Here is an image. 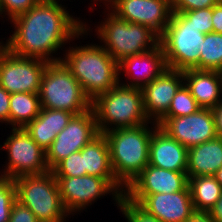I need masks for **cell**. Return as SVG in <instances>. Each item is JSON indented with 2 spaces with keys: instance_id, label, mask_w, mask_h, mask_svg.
<instances>
[{
  "instance_id": "obj_1",
  "label": "cell",
  "mask_w": 222,
  "mask_h": 222,
  "mask_svg": "<svg viewBox=\"0 0 222 222\" xmlns=\"http://www.w3.org/2000/svg\"><path fill=\"white\" fill-rule=\"evenodd\" d=\"M67 8L62 1L40 0L27 12L10 21L13 31H10L8 38H4L5 41L2 40V45L22 57L48 63L61 61L60 56L64 52L60 50L66 49L65 46L71 41L74 43L77 39H88V35L91 38L94 29L84 21L85 18H78L77 14L75 17Z\"/></svg>"
},
{
  "instance_id": "obj_2",
  "label": "cell",
  "mask_w": 222,
  "mask_h": 222,
  "mask_svg": "<svg viewBox=\"0 0 222 222\" xmlns=\"http://www.w3.org/2000/svg\"><path fill=\"white\" fill-rule=\"evenodd\" d=\"M66 46L61 61L91 102L119 83L118 62L98 43ZM72 45V46H71ZM79 45V46H78Z\"/></svg>"
},
{
  "instance_id": "obj_3",
  "label": "cell",
  "mask_w": 222,
  "mask_h": 222,
  "mask_svg": "<svg viewBox=\"0 0 222 222\" xmlns=\"http://www.w3.org/2000/svg\"><path fill=\"white\" fill-rule=\"evenodd\" d=\"M157 123L115 129L103 133L109 146L116 180L126 189L149 162V144Z\"/></svg>"
},
{
  "instance_id": "obj_4",
  "label": "cell",
  "mask_w": 222,
  "mask_h": 222,
  "mask_svg": "<svg viewBox=\"0 0 222 222\" xmlns=\"http://www.w3.org/2000/svg\"><path fill=\"white\" fill-rule=\"evenodd\" d=\"M99 133L149 123L142 90L118 83L91 102Z\"/></svg>"
},
{
  "instance_id": "obj_5",
  "label": "cell",
  "mask_w": 222,
  "mask_h": 222,
  "mask_svg": "<svg viewBox=\"0 0 222 222\" xmlns=\"http://www.w3.org/2000/svg\"><path fill=\"white\" fill-rule=\"evenodd\" d=\"M105 10V11H104ZM105 13H104V12ZM105 17L94 24L98 43L117 61L131 55L152 50L160 44V37L150 28L129 23L110 9H103ZM107 12V13H106ZM100 23V24H99ZM103 43V44H102Z\"/></svg>"
},
{
  "instance_id": "obj_6",
  "label": "cell",
  "mask_w": 222,
  "mask_h": 222,
  "mask_svg": "<svg viewBox=\"0 0 222 222\" xmlns=\"http://www.w3.org/2000/svg\"><path fill=\"white\" fill-rule=\"evenodd\" d=\"M13 181L16 200L29 208L39 222L69 221L71 216L62 203L58 182L51 171L23 175Z\"/></svg>"
},
{
  "instance_id": "obj_7",
  "label": "cell",
  "mask_w": 222,
  "mask_h": 222,
  "mask_svg": "<svg viewBox=\"0 0 222 222\" xmlns=\"http://www.w3.org/2000/svg\"><path fill=\"white\" fill-rule=\"evenodd\" d=\"M39 98L42 108L65 110L75 115L91 109V100L62 61L47 64L41 79Z\"/></svg>"
},
{
  "instance_id": "obj_8",
  "label": "cell",
  "mask_w": 222,
  "mask_h": 222,
  "mask_svg": "<svg viewBox=\"0 0 222 222\" xmlns=\"http://www.w3.org/2000/svg\"><path fill=\"white\" fill-rule=\"evenodd\" d=\"M204 36L205 34L191 25L180 12H173L164 34L160 37L168 69L199 70V49Z\"/></svg>"
},
{
  "instance_id": "obj_9",
  "label": "cell",
  "mask_w": 222,
  "mask_h": 222,
  "mask_svg": "<svg viewBox=\"0 0 222 222\" xmlns=\"http://www.w3.org/2000/svg\"><path fill=\"white\" fill-rule=\"evenodd\" d=\"M10 133L0 150L5 151V164L0 176L15 179L23 175L42 174L49 171L46 152L30 137L24 128H10ZM8 160V161H7ZM5 165V166H4Z\"/></svg>"
},
{
  "instance_id": "obj_10",
  "label": "cell",
  "mask_w": 222,
  "mask_h": 222,
  "mask_svg": "<svg viewBox=\"0 0 222 222\" xmlns=\"http://www.w3.org/2000/svg\"><path fill=\"white\" fill-rule=\"evenodd\" d=\"M60 197L70 216L87 211L98 199L109 194L114 206L119 205L122 193L106 178L84 175L76 177H56ZM77 213V214H76Z\"/></svg>"
},
{
  "instance_id": "obj_11",
  "label": "cell",
  "mask_w": 222,
  "mask_h": 222,
  "mask_svg": "<svg viewBox=\"0 0 222 222\" xmlns=\"http://www.w3.org/2000/svg\"><path fill=\"white\" fill-rule=\"evenodd\" d=\"M48 62L16 55L0 46V86L10 94L39 93Z\"/></svg>"
},
{
  "instance_id": "obj_12",
  "label": "cell",
  "mask_w": 222,
  "mask_h": 222,
  "mask_svg": "<svg viewBox=\"0 0 222 222\" xmlns=\"http://www.w3.org/2000/svg\"><path fill=\"white\" fill-rule=\"evenodd\" d=\"M98 134L92 108L84 113L74 115L68 125L57 134L46 151V163L49 171L70 154L82 150Z\"/></svg>"
},
{
  "instance_id": "obj_13",
  "label": "cell",
  "mask_w": 222,
  "mask_h": 222,
  "mask_svg": "<svg viewBox=\"0 0 222 222\" xmlns=\"http://www.w3.org/2000/svg\"><path fill=\"white\" fill-rule=\"evenodd\" d=\"M157 125L187 149L218 137L212 109L181 117H162Z\"/></svg>"
},
{
  "instance_id": "obj_14",
  "label": "cell",
  "mask_w": 222,
  "mask_h": 222,
  "mask_svg": "<svg viewBox=\"0 0 222 222\" xmlns=\"http://www.w3.org/2000/svg\"><path fill=\"white\" fill-rule=\"evenodd\" d=\"M189 185L187 172H176L147 165L125 189V196L140 204L148 195L175 193Z\"/></svg>"
},
{
  "instance_id": "obj_15",
  "label": "cell",
  "mask_w": 222,
  "mask_h": 222,
  "mask_svg": "<svg viewBox=\"0 0 222 222\" xmlns=\"http://www.w3.org/2000/svg\"><path fill=\"white\" fill-rule=\"evenodd\" d=\"M110 10L129 23L150 28L159 37L173 13L170 0H118Z\"/></svg>"
},
{
  "instance_id": "obj_16",
  "label": "cell",
  "mask_w": 222,
  "mask_h": 222,
  "mask_svg": "<svg viewBox=\"0 0 222 222\" xmlns=\"http://www.w3.org/2000/svg\"><path fill=\"white\" fill-rule=\"evenodd\" d=\"M167 69L166 57L159 44L150 51L127 56L118 62L119 83L142 89Z\"/></svg>"
},
{
  "instance_id": "obj_17",
  "label": "cell",
  "mask_w": 222,
  "mask_h": 222,
  "mask_svg": "<svg viewBox=\"0 0 222 222\" xmlns=\"http://www.w3.org/2000/svg\"><path fill=\"white\" fill-rule=\"evenodd\" d=\"M183 84V71L167 69L141 89L149 121L157 123L167 113L173 97Z\"/></svg>"
},
{
  "instance_id": "obj_18",
  "label": "cell",
  "mask_w": 222,
  "mask_h": 222,
  "mask_svg": "<svg viewBox=\"0 0 222 222\" xmlns=\"http://www.w3.org/2000/svg\"><path fill=\"white\" fill-rule=\"evenodd\" d=\"M139 205L161 222H185L194 212L189 185L175 193L150 194Z\"/></svg>"
},
{
  "instance_id": "obj_19",
  "label": "cell",
  "mask_w": 222,
  "mask_h": 222,
  "mask_svg": "<svg viewBox=\"0 0 222 222\" xmlns=\"http://www.w3.org/2000/svg\"><path fill=\"white\" fill-rule=\"evenodd\" d=\"M187 156L188 149L159 126L152 131L149 165L176 172H187Z\"/></svg>"
},
{
  "instance_id": "obj_20",
  "label": "cell",
  "mask_w": 222,
  "mask_h": 222,
  "mask_svg": "<svg viewBox=\"0 0 222 222\" xmlns=\"http://www.w3.org/2000/svg\"><path fill=\"white\" fill-rule=\"evenodd\" d=\"M184 84L203 109H213L222 102V72L187 69Z\"/></svg>"
},
{
  "instance_id": "obj_21",
  "label": "cell",
  "mask_w": 222,
  "mask_h": 222,
  "mask_svg": "<svg viewBox=\"0 0 222 222\" xmlns=\"http://www.w3.org/2000/svg\"><path fill=\"white\" fill-rule=\"evenodd\" d=\"M74 113L65 110L41 108L39 115L24 129L30 137L46 152L52 142L69 123Z\"/></svg>"
},
{
  "instance_id": "obj_22",
  "label": "cell",
  "mask_w": 222,
  "mask_h": 222,
  "mask_svg": "<svg viewBox=\"0 0 222 222\" xmlns=\"http://www.w3.org/2000/svg\"><path fill=\"white\" fill-rule=\"evenodd\" d=\"M86 174L108 179L122 194L125 188L116 180L110 161L108 142L104 134L99 133L81 150Z\"/></svg>"
},
{
  "instance_id": "obj_23",
  "label": "cell",
  "mask_w": 222,
  "mask_h": 222,
  "mask_svg": "<svg viewBox=\"0 0 222 222\" xmlns=\"http://www.w3.org/2000/svg\"><path fill=\"white\" fill-rule=\"evenodd\" d=\"M222 167V138L216 137L188 149L187 175L213 176Z\"/></svg>"
},
{
  "instance_id": "obj_24",
  "label": "cell",
  "mask_w": 222,
  "mask_h": 222,
  "mask_svg": "<svg viewBox=\"0 0 222 222\" xmlns=\"http://www.w3.org/2000/svg\"><path fill=\"white\" fill-rule=\"evenodd\" d=\"M41 108L39 93L10 94L9 129L24 128L39 115Z\"/></svg>"
},
{
  "instance_id": "obj_25",
  "label": "cell",
  "mask_w": 222,
  "mask_h": 222,
  "mask_svg": "<svg viewBox=\"0 0 222 222\" xmlns=\"http://www.w3.org/2000/svg\"><path fill=\"white\" fill-rule=\"evenodd\" d=\"M188 178L194 211L208 212L222 194L220 183L214 176Z\"/></svg>"
},
{
  "instance_id": "obj_26",
  "label": "cell",
  "mask_w": 222,
  "mask_h": 222,
  "mask_svg": "<svg viewBox=\"0 0 222 222\" xmlns=\"http://www.w3.org/2000/svg\"><path fill=\"white\" fill-rule=\"evenodd\" d=\"M199 50V70L222 72V33L205 34Z\"/></svg>"
},
{
  "instance_id": "obj_27",
  "label": "cell",
  "mask_w": 222,
  "mask_h": 222,
  "mask_svg": "<svg viewBox=\"0 0 222 222\" xmlns=\"http://www.w3.org/2000/svg\"><path fill=\"white\" fill-rule=\"evenodd\" d=\"M199 109L195 98L183 84L172 99L167 113L163 117H181L196 113Z\"/></svg>"
},
{
  "instance_id": "obj_28",
  "label": "cell",
  "mask_w": 222,
  "mask_h": 222,
  "mask_svg": "<svg viewBox=\"0 0 222 222\" xmlns=\"http://www.w3.org/2000/svg\"><path fill=\"white\" fill-rule=\"evenodd\" d=\"M51 172L55 177H76L87 175L86 169H84L81 150L70 154L64 160L59 162Z\"/></svg>"
},
{
  "instance_id": "obj_29",
  "label": "cell",
  "mask_w": 222,
  "mask_h": 222,
  "mask_svg": "<svg viewBox=\"0 0 222 222\" xmlns=\"http://www.w3.org/2000/svg\"><path fill=\"white\" fill-rule=\"evenodd\" d=\"M127 222H161L157 217L149 214L139 204L122 195L117 207Z\"/></svg>"
},
{
  "instance_id": "obj_30",
  "label": "cell",
  "mask_w": 222,
  "mask_h": 222,
  "mask_svg": "<svg viewBox=\"0 0 222 222\" xmlns=\"http://www.w3.org/2000/svg\"><path fill=\"white\" fill-rule=\"evenodd\" d=\"M16 201V186L13 179L0 176V222H8L12 205Z\"/></svg>"
},
{
  "instance_id": "obj_31",
  "label": "cell",
  "mask_w": 222,
  "mask_h": 222,
  "mask_svg": "<svg viewBox=\"0 0 222 222\" xmlns=\"http://www.w3.org/2000/svg\"><path fill=\"white\" fill-rule=\"evenodd\" d=\"M40 0H0V17L3 23L10 22L34 7ZM3 15V16H2Z\"/></svg>"
},
{
  "instance_id": "obj_32",
  "label": "cell",
  "mask_w": 222,
  "mask_h": 222,
  "mask_svg": "<svg viewBox=\"0 0 222 222\" xmlns=\"http://www.w3.org/2000/svg\"><path fill=\"white\" fill-rule=\"evenodd\" d=\"M181 14L201 33L208 34L213 32V7L183 11Z\"/></svg>"
},
{
  "instance_id": "obj_33",
  "label": "cell",
  "mask_w": 222,
  "mask_h": 222,
  "mask_svg": "<svg viewBox=\"0 0 222 222\" xmlns=\"http://www.w3.org/2000/svg\"><path fill=\"white\" fill-rule=\"evenodd\" d=\"M220 0H170L173 12H183L202 8H210Z\"/></svg>"
},
{
  "instance_id": "obj_34",
  "label": "cell",
  "mask_w": 222,
  "mask_h": 222,
  "mask_svg": "<svg viewBox=\"0 0 222 222\" xmlns=\"http://www.w3.org/2000/svg\"><path fill=\"white\" fill-rule=\"evenodd\" d=\"M8 222H39L34 213L17 200L14 202Z\"/></svg>"
},
{
  "instance_id": "obj_35",
  "label": "cell",
  "mask_w": 222,
  "mask_h": 222,
  "mask_svg": "<svg viewBox=\"0 0 222 222\" xmlns=\"http://www.w3.org/2000/svg\"><path fill=\"white\" fill-rule=\"evenodd\" d=\"M10 93L0 86V123L9 125Z\"/></svg>"
},
{
  "instance_id": "obj_36",
  "label": "cell",
  "mask_w": 222,
  "mask_h": 222,
  "mask_svg": "<svg viewBox=\"0 0 222 222\" xmlns=\"http://www.w3.org/2000/svg\"><path fill=\"white\" fill-rule=\"evenodd\" d=\"M212 23L213 32L222 33V0L213 6Z\"/></svg>"
},
{
  "instance_id": "obj_37",
  "label": "cell",
  "mask_w": 222,
  "mask_h": 222,
  "mask_svg": "<svg viewBox=\"0 0 222 222\" xmlns=\"http://www.w3.org/2000/svg\"><path fill=\"white\" fill-rule=\"evenodd\" d=\"M212 112L214 115L217 135L222 138V102L214 107Z\"/></svg>"
},
{
  "instance_id": "obj_38",
  "label": "cell",
  "mask_w": 222,
  "mask_h": 222,
  "mask_svg": "<svg viewBox=\"0 0 222 222\" xmlns=\"http://www.w3.org/2000/svg\"><path fill=\"white\" fill-rule=\"evenodd\" d=\"M185 222H215L209 212L194 211Z\"/></svg>"
},
{
  "instance_id": "obj_39",
  "label": "cell",
  "mask_w": 222,
  "mask_h": 222,
  "mask_svg": "<svg viewBox=\"0 0 222 222\" xmlns=\"http://www.w3.org/2000/svg\"><path fill=\"white\" fill-rule=\"evenodd\" d=\"M208 212L215 222H222V194L215 205Z\"/></svg>"
},
{
  "instance_id": "obj_40",
  "label": "cell",
  "mask_w": 222,
  "mask_h": 222,
  "mask_svg": "<svg viewBox=\"0 0 222 222\" xmlns=\"http://www.w3.org/2000/svg\"><path fill=\"white\" fill-rule=\"evenodd\" d=\"M117 1L118 0H91L92 3L90 4V7L88 6V8L92 10L95 4L97 6H99V4H100V6H102V7L104 6L103 8L110 9ZM98 2H99V4H98Z\"/></svg>"
},
{
  "instance_id": "obj_41",
  "label": "cell",
  "mask_w": 222,
  "mask_h": 222,
  "mask_svg": "<svg viewBox=\"0 0 222 222\" xmlns=\"http://www.w3.org/2000/svg\"><path fill=\"white\" fill-rule=\"evenodd\" d=\"M222 187V167L213 175Z\"/></svg>"
},
{
  "instance_id": "obj_42",
  "label": "cell",
  "mask_w": 222,
  "mask_h": 222,
  "mask_svg": "<svg viewBox=\"0 0 222 222\" xmlns=\"http://www.w3.org/2000/svg\"><path fill=\"white\" fill-rule=\"evenodd\" d=\"M2 39H3V38L1 37V38H0V40H1V41H0V46L2 45Z\"/></svg>"
}]
</instances>
